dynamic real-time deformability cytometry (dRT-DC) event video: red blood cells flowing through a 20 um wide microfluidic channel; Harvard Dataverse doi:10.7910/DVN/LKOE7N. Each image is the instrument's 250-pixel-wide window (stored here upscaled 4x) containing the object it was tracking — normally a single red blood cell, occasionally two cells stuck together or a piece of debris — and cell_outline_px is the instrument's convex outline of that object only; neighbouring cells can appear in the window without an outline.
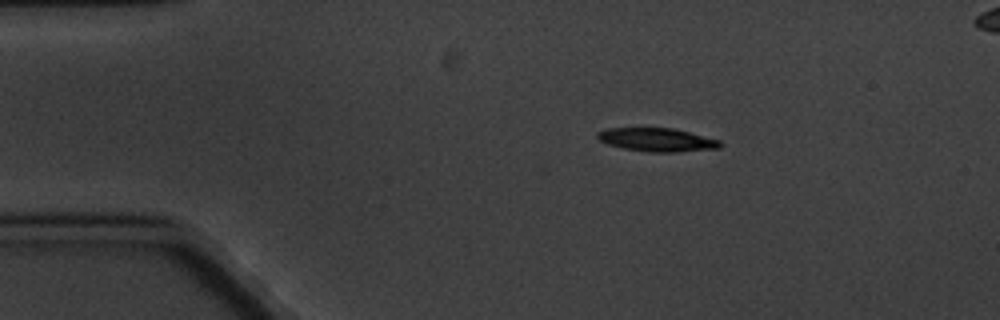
{"species": "common noctule bat (a hibernating species)", "species_latin": "Nyctalus noctula", "temperature_condition": "cold", "stored_images_in_passage": 3, "segment_of_instrument_passage": [1, 2], "camera_frame_rate_fps": 3000, "um_per_image_px": 0.085, "animal": {"sex": "male", "body_mass_g": 20.1, "forearm_length_mm": 53.5}, "frame": {"image": 1, "passage_image": 1, "time_ms": 0.0, "image_size_px": [1000, 320], "cell_outline_px": [[724, 144], [720, 148], [676, 152], [648, 152], [624, 148], [608, 144], [600, 140], [596, 136], [596, 132], [608, 128], [672, 128], [720, 140]], "centroid_in_image_um": [55.86, 11.88], "position_along_channel_um": 29.1, "area_um2": 16.7}}